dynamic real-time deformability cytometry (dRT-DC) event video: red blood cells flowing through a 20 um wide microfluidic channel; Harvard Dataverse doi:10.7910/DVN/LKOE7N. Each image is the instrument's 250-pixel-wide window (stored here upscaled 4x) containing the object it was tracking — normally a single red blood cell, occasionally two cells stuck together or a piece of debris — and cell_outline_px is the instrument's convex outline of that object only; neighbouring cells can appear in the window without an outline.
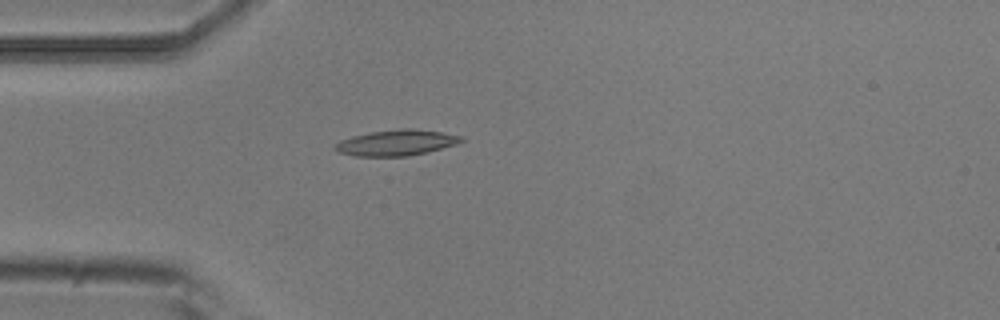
{"species": "common noctule bat (a hibernating species)", "species_latin": "Nyctalus noctula", "temperature_condition": "room temperature", "stored_images_in_passage": 4, "camera_frame_rate_fps": 3000, "um_per_image_px": 0.085, "animal": {"sex": "male", "body_mass_g": 20.5, "forearm_length_mm": 52.5}, "frame": {"image": 1, "passage_image": 4, "time_ms": 1.0, "image_size_px": [1000, 320], "cell_outline_px": [[464, 140], [456, 144], [428, 152], [408, 156], [356, 156], [340, 152], [332, 148], [340, 140], [352, 136], [372, 132], [400, 128], [412, 128], [440, 132], [464, 136]], "centroid_in_image_um": [33.71, 12.13], "position_along_channel_um": 51.3, "area_um2": 18.9}}